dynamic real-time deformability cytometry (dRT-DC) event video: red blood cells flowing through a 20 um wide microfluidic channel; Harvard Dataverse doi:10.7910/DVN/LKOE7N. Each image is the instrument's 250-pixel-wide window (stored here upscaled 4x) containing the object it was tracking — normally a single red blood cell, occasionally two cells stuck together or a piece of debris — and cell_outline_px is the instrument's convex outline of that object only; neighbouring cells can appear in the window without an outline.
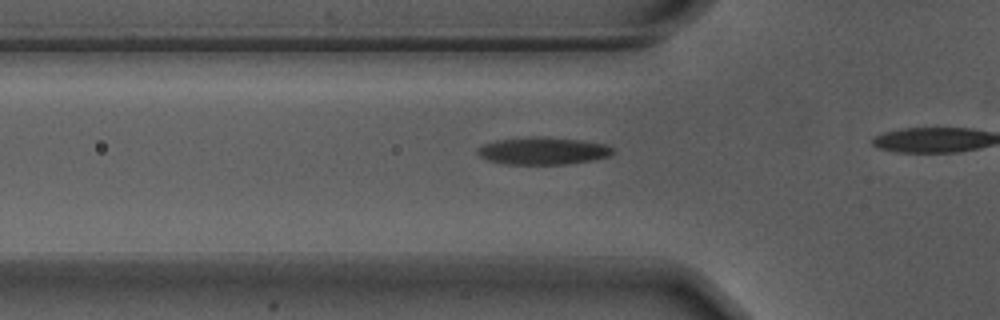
{"species": "Egyptian fruit bat (a non-hibernating species)", "species_latin": "Rousettus aegyptiacus", "temperature_condition": "warm", "stored_images_in_passage": 12, "camera_frame_rate_fps": 3000, "um_per_image_px": 0.085, "animal": {"sex": "male"}, "frame": {"image": 1, "passage_image": 7, "time_ms": 2.0, "image_size_px": [1000, 320], "cell_outline_px": [[612, 156], [592, 160], [564, 164], [508, 164], [488, 160], [480, 156], [476, 152], [484, 144], [496, 140], [532, 136], [536, 136], [580, 140], [608, 144], [612, 148]], "centroid_in_image_um": [46.18, 12.82], "position_along_channel_um": 79.6, "area_um2": 21.44}}
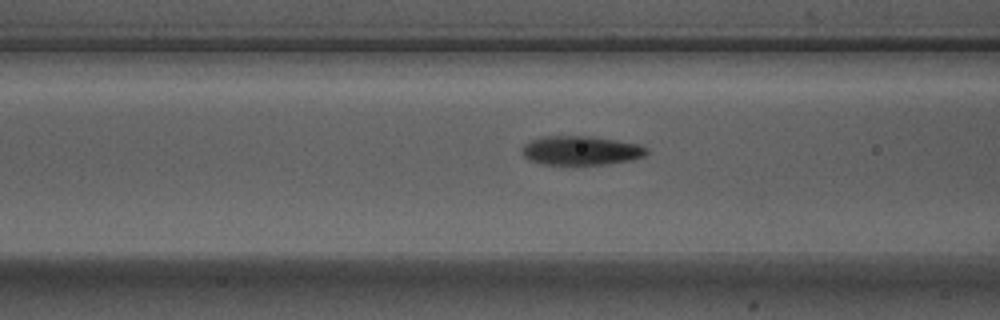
{"frame": {"image": 2, "passage_image": 10, "time_ms": 3.0, "image_size_px": [1000, 320], "cell_outline_px": [[648, 152], [644, 156], [632, 160], [604, 164], [544, 164], [528, 160], [524, 156], [520, 148], [528, 140], [544, 136], [588, 136], [616, 140], [640, 144], [648, 148]], "centroid_in_image_um": [49.36, 12.78], "position_along_channel_um": 117.2, "area_um2": 21.21}}